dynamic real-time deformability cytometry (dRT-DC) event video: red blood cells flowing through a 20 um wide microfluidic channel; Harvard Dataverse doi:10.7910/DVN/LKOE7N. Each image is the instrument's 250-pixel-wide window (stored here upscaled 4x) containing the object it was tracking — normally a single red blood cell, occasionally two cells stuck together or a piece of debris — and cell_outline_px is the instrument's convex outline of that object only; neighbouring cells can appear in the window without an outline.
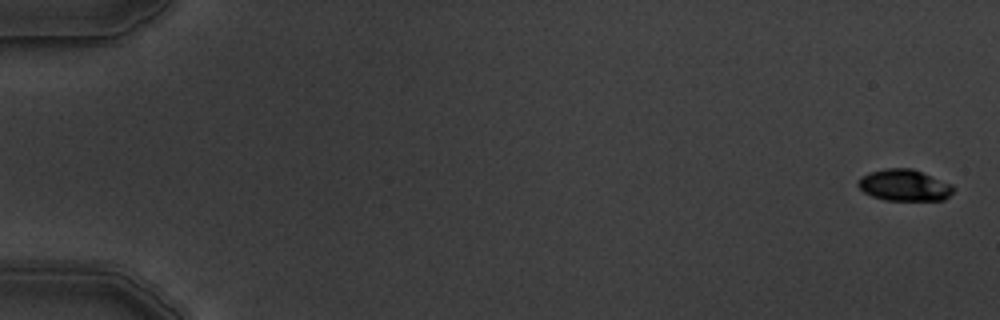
{"species": "common noctule bat (a hibernating species)", "species_latin": "Nyctalus noctula", "temperature_condition": "warm", "stored_images_in_passage": 5, "camera_frame_rate_fps": 3000, "um_per_image_px": 0.085, "animal": {"sex": "male", "body_mass_g": 19.5, "forearm_length_mm": 54.6}, "frame": {"image": 1, "passage_image": 1, "time_ms": 0.0, "image_size_px": [1000, 320], "cell_outline_px": [[956, 188], [944, 200], [884, 200], [872, 196], [864, 192], [856, 184], [860, 176], [868, 172], [884, 168], [912, 168], [952, 184]], "centroid_in_image_um": [76.84, 15.73], "position_along_channel_um": 8.2, "area_um2": 17.63}}
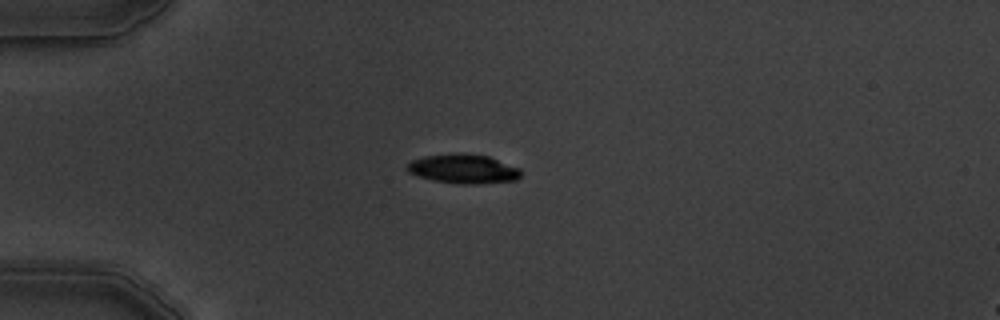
{"frame": {"image": 2, "passage_image": 5, "time_ms": 4.667, "image_size_px": [1000, 320], "cell_outline_px": [[520, 176], [516, 180], [476, 184], [460, 184], [432, 180], [408, 172], [404, 168], [412, 160], [424, 156], [452, 152], [464, 152], [488, 156], [520, 168]], "centroid_in_image_um": [39.36, 14.33], "position_along_channel_um": 45.6, "area_um2": 19.59}}